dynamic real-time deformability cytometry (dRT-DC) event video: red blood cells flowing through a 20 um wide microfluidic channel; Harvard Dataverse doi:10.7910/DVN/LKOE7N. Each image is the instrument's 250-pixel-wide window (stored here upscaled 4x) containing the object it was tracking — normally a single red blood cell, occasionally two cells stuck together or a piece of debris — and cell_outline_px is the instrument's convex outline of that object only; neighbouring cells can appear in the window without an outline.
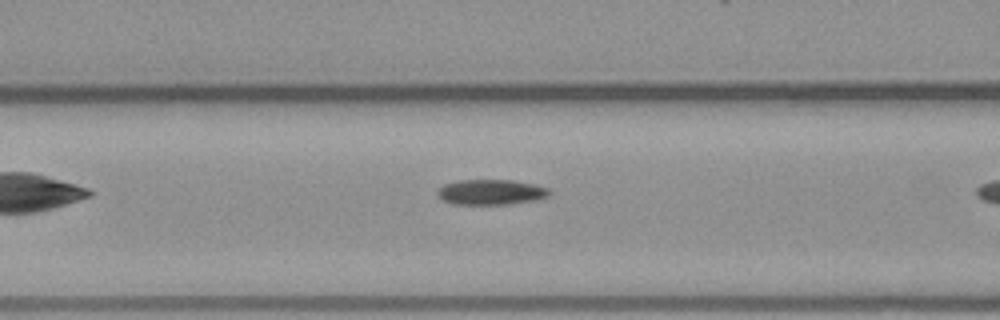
{"species": "common noctule bat (a hibernating species)", "species_latin": "Nyctalus noctula", "temperature_condition": "warm", "stored_images_in_passage": 6, "camera_frame_rate_fps": 3000, "um_per_image_px": 0.085, "animal": {"sex": "male", "body_mass_g": 23.1, "forearm_length_mm": 52.7}, "frame": {"image": 1, "passage_image": 3, "time_ms": 2.333, "image_size_px": [1000, 320], "cell_outline_px": [[552, 192], [548, 196], [536, 200], [508, 204], [452, 204], [436, 196], [436, 192], [444, 184], [460, 180], [512, 180], [536, 184], [548, 188]], "centroid_in_image_um": [41.74, 16.33], "position_along_channel_um": 124.9, "area_um2": 16.59}}
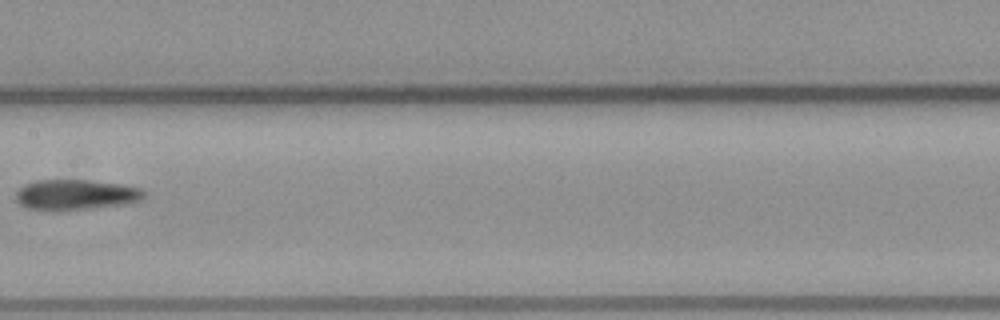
{"frame": {"image": 2, "passage_image": 6, "time_ms": 6.0, "image_size_px": [1000, 320], "cell_outline_px": [[144, 196], [140, 200], [132, 204], [88, 208], [28, 208], [20, 204], [16, 200], [16, 192], [24, 184], [36, 180], [84, 180], [116, 184], [140, 188], [144, 192]], "centroid_in_image_um": [6.46, 16.52], "position_along_channel_um": 200.9, "area_um2": 21.91}}